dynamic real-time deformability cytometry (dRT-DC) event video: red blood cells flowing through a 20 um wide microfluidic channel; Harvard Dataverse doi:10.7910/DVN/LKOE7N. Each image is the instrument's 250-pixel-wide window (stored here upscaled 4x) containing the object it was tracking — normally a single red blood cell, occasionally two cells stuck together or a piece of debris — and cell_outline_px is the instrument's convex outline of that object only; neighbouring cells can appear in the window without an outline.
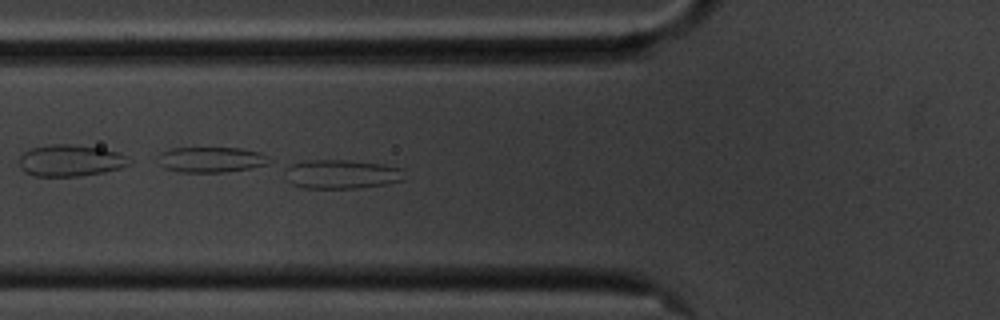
{"species": "common noctule bat (a hibernating species)", "species_latin": "Nyctalus noctula", "temperature_condition": "cold", "stored_images_in_passage": 46, "camera_frame_rate_fps": 3000, "um_per_image_px": 0.085, "animal": {"sex": "male", "body_mass_g": 20.1, "forearm_length_mm": 53.5}, "frame": {"image": 1, "passage_image": 11, "time_ms": 3.333, "image_size_px": [1000, 320], "cell_outline_px": [[404, 180], [384, 184], [360, 188], [304, 188], [292, 184], [288, 180], [288, 168], [292, 164], [304, 160], [348, 160], [384, 164], [404, 168]], "centroid_in_image_um": [29.11, 14.8], "position_along_channel_um": 96.7, "area_um2": 20.17}}
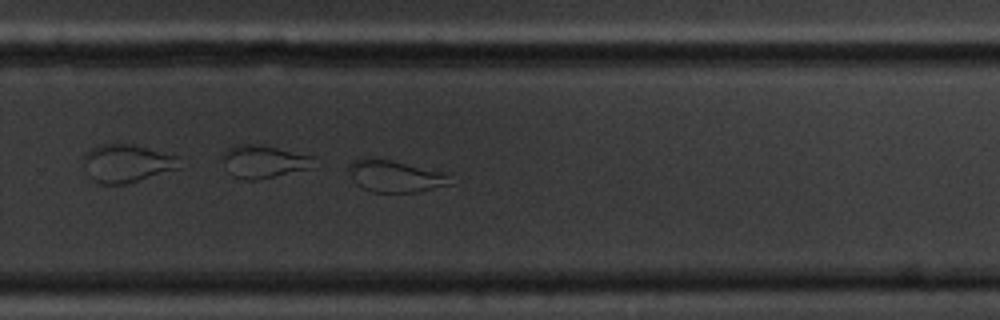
{"frame": {"image": 2, "passage_image": 28, "time_ms": 9.0, "image_size_px": [1000, 320], "cell_outline_px": [[452, 184], [416, 192], [372, 192], [356, 184], [348, 172], [348, 164], [352, 160], [392, 160], [452, 172]], "centroid_in_image_um": [33.71, 14.98], "position_along_channel_um": 296.1, "area_um2": 19.07}}
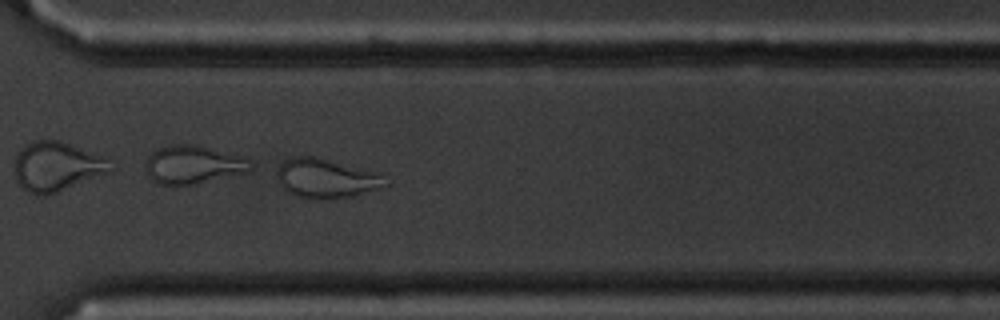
{"frame": {"image": 3, "passage_image": 32, "time_ms": 10.333, "image_size_px": [1000, 320], "cell_outline_px": [[392, 184], [384, 188], [352, 196], [332, 200], [324, 200], [296, 196], [288, 192], [280, 184], [276, 176], [276, 172], [280, 164], [284, 160], [292, 156], [312, 156], [376, 172]], "centroid_in_image_um": [27.74, 15.19], "position_along_channel_um": 342.9, "area_um2": 25.03}}